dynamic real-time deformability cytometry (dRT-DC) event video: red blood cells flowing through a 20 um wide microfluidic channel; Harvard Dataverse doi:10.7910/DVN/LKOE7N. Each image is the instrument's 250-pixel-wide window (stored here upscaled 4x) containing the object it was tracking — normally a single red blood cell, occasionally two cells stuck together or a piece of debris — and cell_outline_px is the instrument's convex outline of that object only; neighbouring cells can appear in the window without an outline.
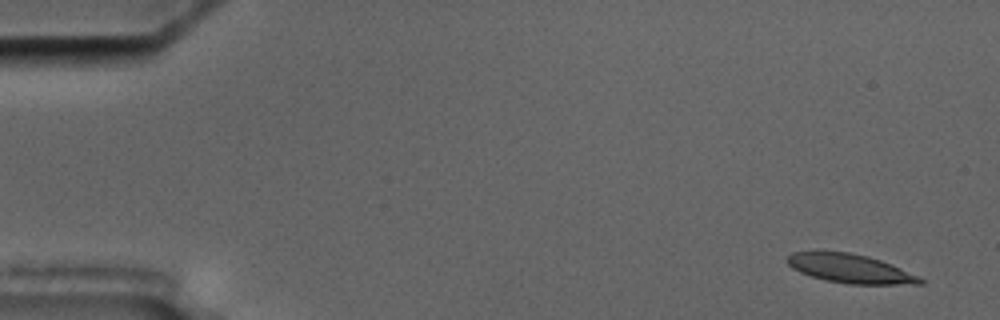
{"species": "common noctule bat (a hibernating species)", "species_latin": "Nyctalus noctula", "temperature_condition": "cold", "stored_images_in_passage": 5, "camera_frame_rate_fps": 3000, "um_per_image_px": 0.085, "animal": {"sex": "male", "body_mass_g": 17.5, "forearm_length_mm": 52.3}, "frame": {"image": 1, "passage_image": 1, "time_ms": 0.0, "image_size_px": [1000, 320], "cell_outline_px": [[924, 284], [848, 284], [828, 280], [812, 276], [800, 272], [792, 268], [784, 260], [792, 252], [852, 252], [868, 256], [892, 264], [920, 276], [924, 280]], "centroid_in_image_um": [72.3, 22.83], "position_along_channel_um": 12.7, "area_um2": 22.31}}